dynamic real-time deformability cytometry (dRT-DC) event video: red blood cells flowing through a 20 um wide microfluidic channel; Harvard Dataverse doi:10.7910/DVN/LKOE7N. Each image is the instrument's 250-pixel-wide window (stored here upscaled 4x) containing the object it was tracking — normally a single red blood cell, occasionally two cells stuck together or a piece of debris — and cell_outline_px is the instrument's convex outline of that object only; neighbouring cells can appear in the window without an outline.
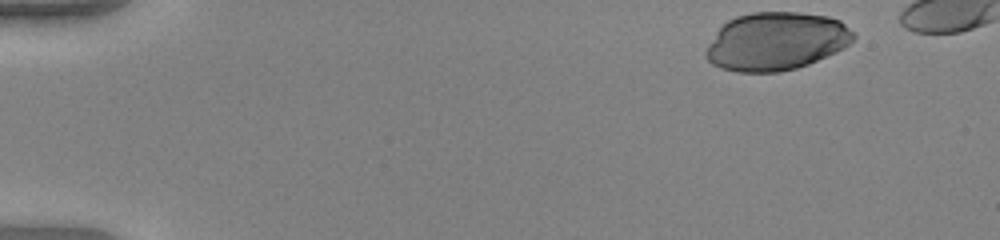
{"species": "human", "species_latin": "Homo sapiens", "temperature_condition": "warm", "stored_images_in_passage": 41, "camera_frame_rate_fps": 3000, "um_per_image_px": 0.085, "donor": {"sex": "female"}, "frame": {"image": 1, "passage_image": 1, "time_ms": 0.0, "image_size_px": [1000, 240], "cell_outline_px": [[856, 36], [844, 48], [836, 52], [808, 64], [796, 68], [780, 72], [736, 72], [720, 68], [712, 64], [704, 56], [704, 52], [708, 44], [716, 32], [728, 20], [736, 16], [752, 12], [800, 12], [828, 16], [840, 20]], "centroid_in_image_um": [65.95, 3.51], "position_along_channel_um": 19.1, "area_um2": 50.05}}
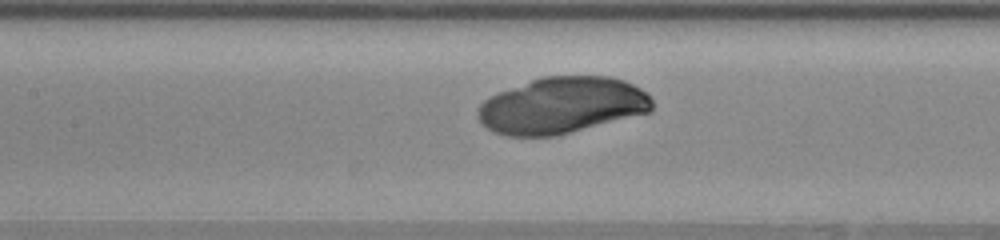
{"frame": {"image": 2, "passage_image": 21, "time_ms": 6.667, "image_size_px": [1000, 240], "cell_outline_px": [[652, 112], [556, 136], [504, 136], [492, 132], [480, 124], [476, 116], [476, 108], [484, 100], [500, 92], [532, 80], [544, 76], [612, 76], [624, 80], [640, 88], [652, 100]], "centroid_in_image_um": [47.74, 8.98], "position_along_channel_um": 159.7, "area_um2": 57.57}}
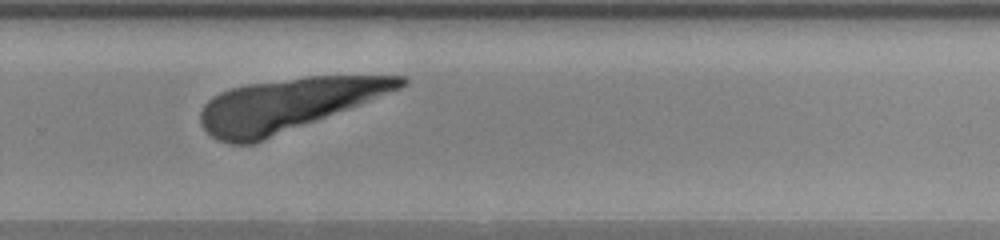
{"frame": {"image": 3, "passage_image": 32, "time_ms": 10.333, "image_size_px": [1000, 240], "cell_outline_px": [[408, 80], [400, 88], [360, 104], [264, 140], [252, 144], [228, 144], [216, 140], [200, 124], [200, 112], [204, 104], [212, 96], [220, 92], [232, 88], [248, 84], [304, 76], [404, 76]], "centroid_in_image_um": [24.38, 8.9], "position_along_channel_um": 305.4, "area_um2": 60.46}}